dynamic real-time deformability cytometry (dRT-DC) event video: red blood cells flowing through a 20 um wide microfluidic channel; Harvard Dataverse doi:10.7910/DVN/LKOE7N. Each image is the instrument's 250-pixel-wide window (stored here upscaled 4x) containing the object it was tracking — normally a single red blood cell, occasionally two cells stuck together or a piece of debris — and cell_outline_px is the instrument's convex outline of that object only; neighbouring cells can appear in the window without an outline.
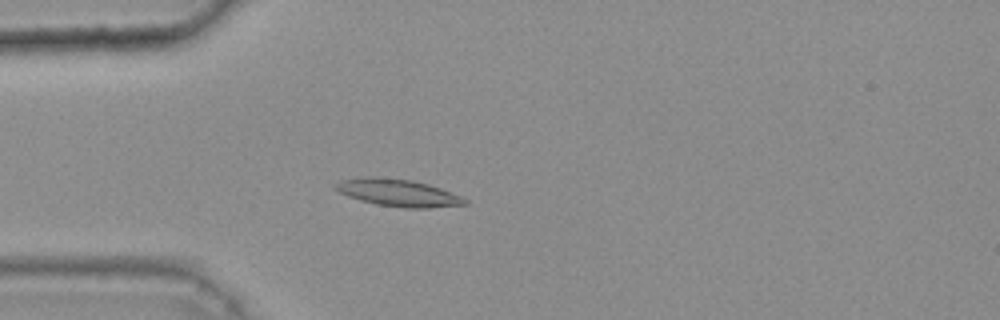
{"species": "common noctule bat (a hibernating species)", "species_latin": "Nyctalus noctula", "temperature_condition": "warm", "stored_images_in_passage": 42, "camera_frame_rate_fps": 3000, "um_per_image_px": 0.085, "animal": {"sex": "female", "body_mass_g": 25.1}, "frame": {"image": 1, "passage_image": 12, "time_ms": 3.667, "image_size_px": [1000, 320], "cell_outline_px": [[468, 204], [428, 208], [408, 208], [376, 204], [360, 200], [348, 196], [332, 188], [332, 184], [340, 180], [364, 176], [376, 176], [412, 180], [428, 184], [440, 188], [460, 196], [468, 200]], "centroid_in_image_um": [33.78, 16.37], "position_along_channel_um": 51.2, "area_um2": 20.63}}
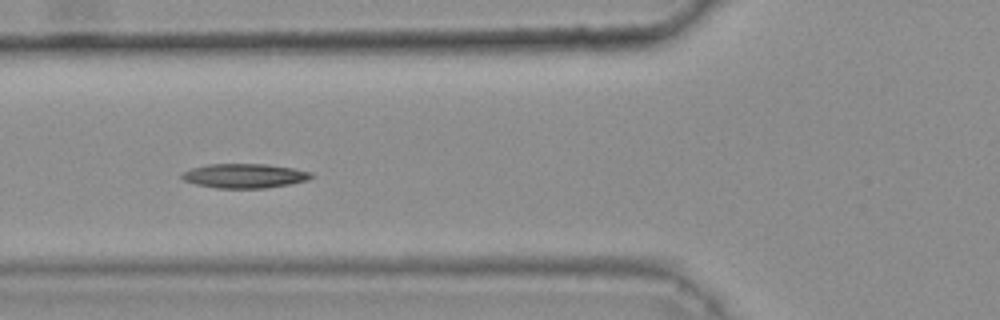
{"frame": {"image": 2, "passage_image": 17, "time_ms": 5.333, "image_size_px": [1000, 320], "cell_outline_px": [[312, 176], [308, 180], [288, 184], [264, 188], [216, 188], [196, 184], [184, 180], [180, 176], [184, 172], [192, 168], [208, 164], [268, 164], [292, 168], [312, 172]], "centroid_in_image_um": [20.78, 14.94], "position_along_channel_um": 105.0, "area_um2": 18.21}}
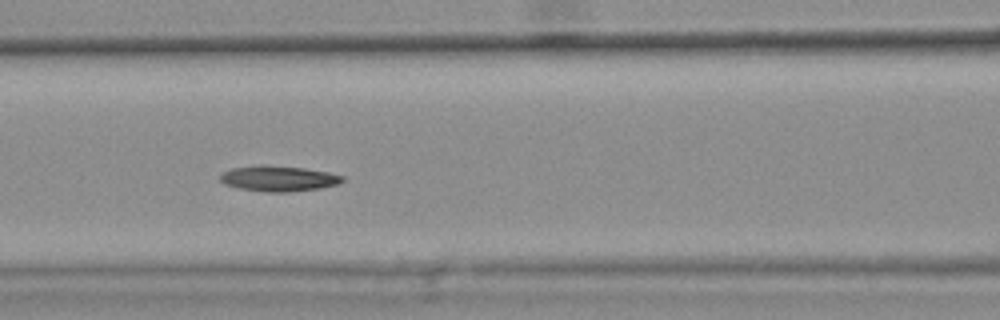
{"frame": {"image": 3, "passage_image": 20, "time_ms": 6.333, "image_size_px": [1000, 320], "cell_outline_px": [[344, 180], [340, 184], [320, 188], [288, 192], [264, 192], [240, 188], [224, 184], [220, 180], [220, 176], [224, 172], [232, 168], [260, 164], [304, 168], [328, 172], [344, 176]], "centroid_in_image_um": [23.69, 15.17], "position_along_channel_um": 142.9, "area_um2": 18.26}}